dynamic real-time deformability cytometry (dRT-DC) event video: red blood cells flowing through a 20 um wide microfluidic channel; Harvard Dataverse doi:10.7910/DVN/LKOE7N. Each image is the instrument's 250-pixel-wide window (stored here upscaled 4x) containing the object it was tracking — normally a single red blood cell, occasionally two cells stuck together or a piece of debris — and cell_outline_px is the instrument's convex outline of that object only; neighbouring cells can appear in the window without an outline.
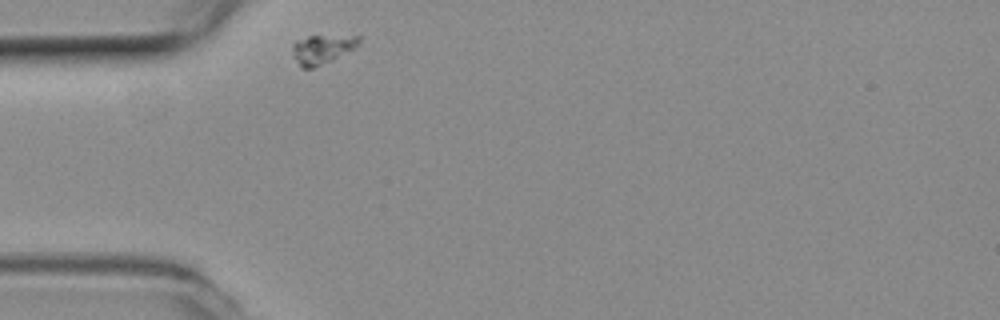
{"species": "common noctule bat (a hibernating species)", "species_latin": "Nyctalus noctula", "temperature_condition": "room temperature", "stored_images_in_passage": 34, "camera_frame_rate_fps": 3000, "um_per_image_px": 0.085, "animal": {"sex": "female", "body_mass_g": 19.3, "forearm_length_mm": 54.1}, "frame": {"image": 1, "passage_image": 1, "time_ms": 0.0, "image_size_px": [1000, 320], "cell_outline_px": [[360, 40], [352, 48], [312, 68], [300, 68], [292, 56], [292, 44], [296, 40], [308, 36], [360, 32]], "centroid_in_image_um": [27.38, 4.09], "position_along_channel_um": 57.6, "area_um2": 11.5}}
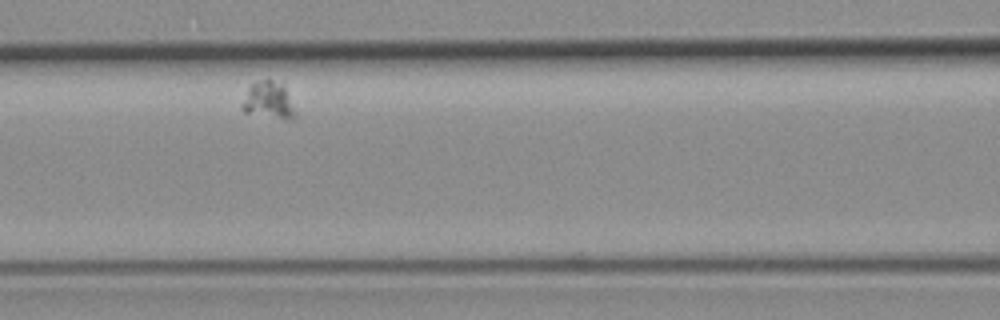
{"frame": {"image": 2, "passage_image": 10, "time_ms": 3.0, "image_size_px": [1000, 320], "cell_outline_px": [[296, 120], [292, 120], [244, 112], [240, 108], [240, 104], [248, 88], [252, 84], [264, 80], [272, 80], [284, 84], [296, 112]], "centroid_in_image_um": [22.84, 8.54], "position_along_channel_um": 143.8, "area_um2": 11.5}}
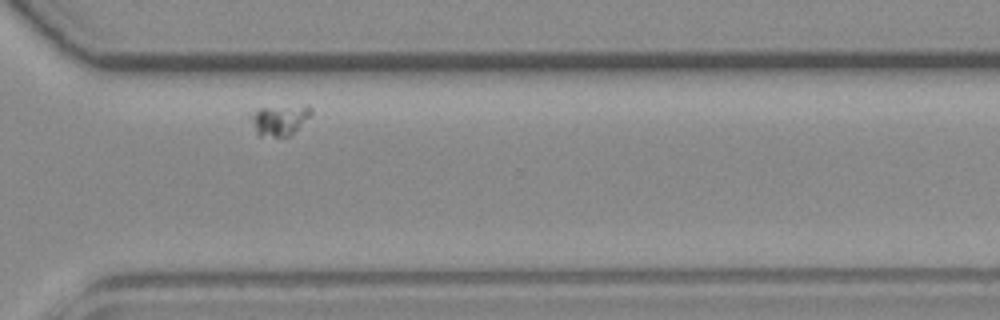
{"frame": {"image": 3, "passage_image": 29, "time_ms": 9.333, "image_size_px": [1000, 320], "cell_outline_px": [[312, 112], [292, 136], [256, 136], [248, 116], [248, 112], [260, 108], [304, 104], [308, 104], [312, 108]], "centroid_in_image_um": [23.71, 10.18], "position_along_channel_um": 346.9, "area_um2": 11.27}}